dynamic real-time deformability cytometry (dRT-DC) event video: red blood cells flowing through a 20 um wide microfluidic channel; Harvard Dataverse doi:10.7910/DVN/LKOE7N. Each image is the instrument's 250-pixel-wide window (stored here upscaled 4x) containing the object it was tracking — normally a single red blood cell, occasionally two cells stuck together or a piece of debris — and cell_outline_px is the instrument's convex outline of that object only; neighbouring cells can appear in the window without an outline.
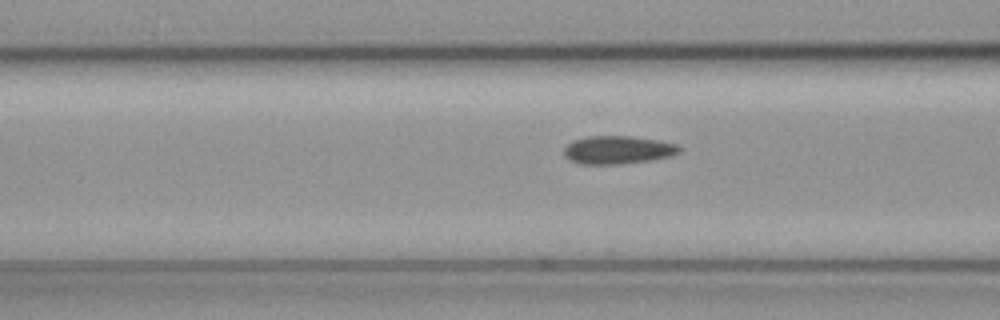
{"species": "common noctule bat (a hibernating species)", "species_latin": "Nyctalus noctula", "temperature_condition": "cold", "stored_images_in_passage": 42, "camera_frame_rate_fps": 3000, "um_per_image_px": 0.085, "animal": {"sex": "female", "body_mass_g": 19.3, "forearm_length_mm": 54.1}, "frame": {"image": 1, "passage_image": 19, "time_ms": 6.0, "image_size_px": [1000, 320], "cell_outline_px": [[680, 152], [672, 156], [652, 160], [620, 164], [580, 164], [568, 160], [564, 156], [564, 148], [572, 140], [588, 136], [632, 136], [656, 140], [676, 144], [680, 148]], "centroid_in_image_um": [52.48, 12.75], "position_along_channel_um": 114.1, "area_um2": 19.02}}
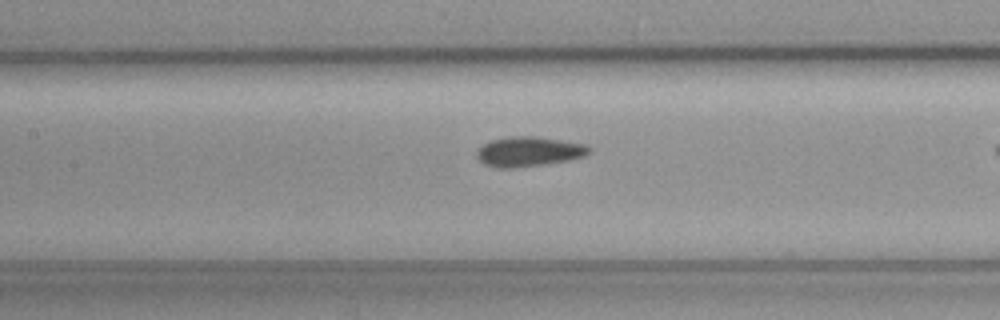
{"frame": {"image": 2, "passage_image": 23, "time_ms": 7.333, "image_size_px": [1000, 320], "cell_outline_px": [[592, 148], [584, 156], [568, 160], [544, 164], [512, 168], [496, 168], [484, 164], [476, 156], [476, 152], [484, 144], [492, 140], [508, 136], [536, 136], [588, 144]], "centroid_in_image_um": [44.96, 12.88], "position_along_channel_um": 162.4, "area_um2": 19.54}}
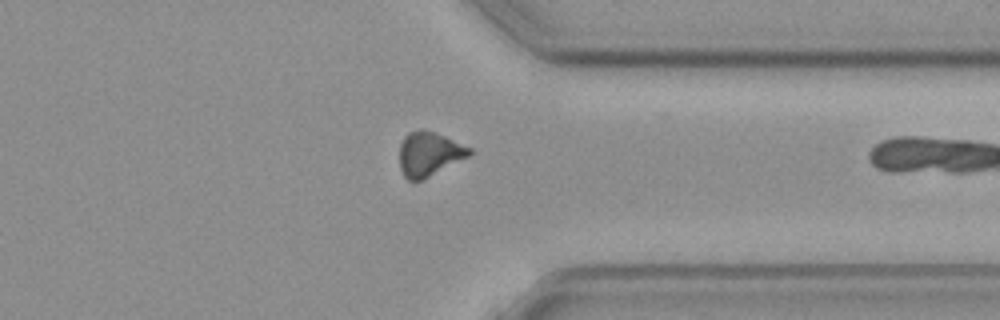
{"frame": {"image": 3, "passage_image": 41, "time_ms": 13.333, "image_size_px": [1000, 320], "cell_outline_px": [[472, 152], [468, 156], [420, 180], [408, 180], [404, 176], [400, 168], [400, 144], [404, 136], [408, 132], [420, 128], [424, 128], [436, 132], [472, 148]], "centroid_in_image_um": [36.45, 13.03], "position_along_channel_um": 375.0, "area_um2": 17.86}}